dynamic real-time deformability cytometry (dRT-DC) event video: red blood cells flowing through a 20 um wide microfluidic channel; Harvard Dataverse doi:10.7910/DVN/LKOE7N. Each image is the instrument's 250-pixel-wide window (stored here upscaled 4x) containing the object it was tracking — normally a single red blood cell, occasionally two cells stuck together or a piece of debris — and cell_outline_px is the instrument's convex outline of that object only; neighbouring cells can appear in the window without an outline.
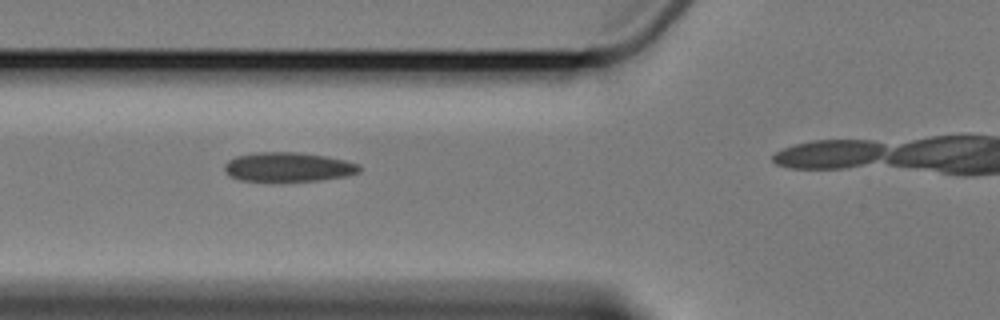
{"species": "Egyptian fruit bat (a non-hibernating species)", "species_latin": "Rousettus aegyptiacus", "temperature_condition": "cold", "stored_images_in_passage": 6, "camera_frame_rate_fps": 3000, "um_per_image_px": 0.085, "animal": {"sex": "female"}, "frame": {"image": 1, "passage_image": 4, "time_ms": 8.333, "image_size_px": [1000, 320], "cell_outline_px": [[360, 172], [348, 176], [320, 180], [272, 184], [240, 180], [224, 172], [224, 164], [228, 160], [236, 156], [252, 152], [300, 152], [328, 156], [360, 164]], "centroid_in_image_um": [24.47, 14.23], "position_along_channel_um": 101.3, "area_um2": 24.16}}
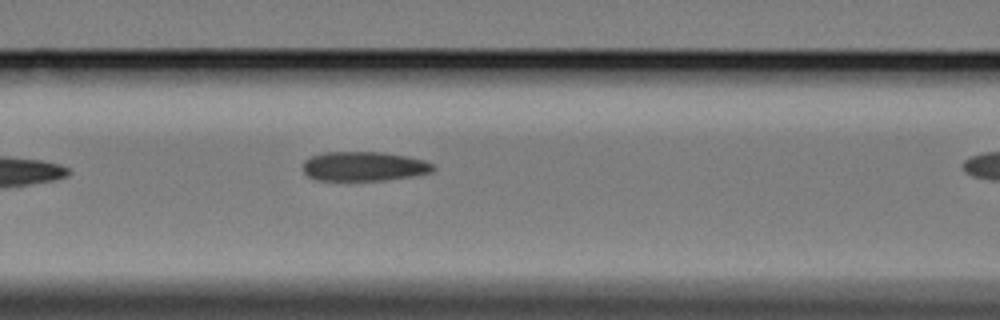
{"frame": {"image": 2, "passage_image": 5, "time_ms": 9.333, "image_size_px": [1000, 320], "cell_outline_px": [[436, 168], [432, 172], [412, 176], [380, 180], [316, 180], [308, 176], [304, 172], [304, 160], [308, 156], [324, 152], [384, 152], [408, 156], [424, 160], [436, 164]], "centroid_in_image_um": [30.95, 14.12], "position_along_channel_um": 135.6, "area_um2": 22.48}}